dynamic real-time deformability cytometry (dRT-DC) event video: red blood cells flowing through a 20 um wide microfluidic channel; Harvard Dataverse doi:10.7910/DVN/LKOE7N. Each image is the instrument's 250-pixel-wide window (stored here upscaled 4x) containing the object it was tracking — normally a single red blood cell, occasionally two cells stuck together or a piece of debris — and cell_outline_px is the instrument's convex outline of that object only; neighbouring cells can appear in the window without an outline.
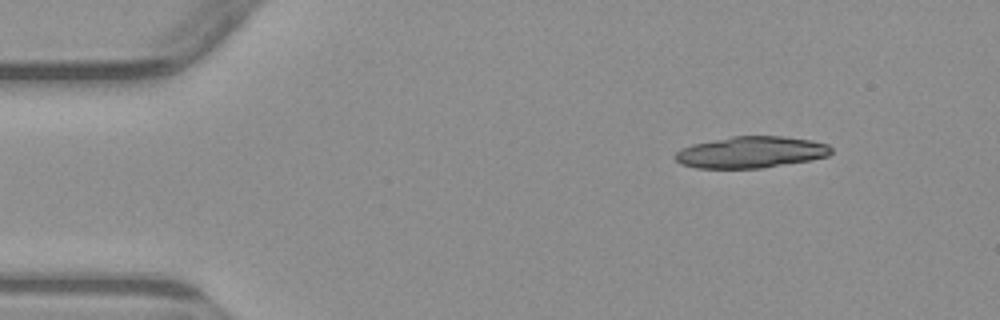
{"species": "common noctule bat (a hibernating species)", "species_latin": "Nyctalus noctula", "temperature_condition": "warm", "stored_images_in_passage": 5, "camera_frame_rate_fps": 3000, "um_per_image_px": 0.085, "animal": {"sex": "male", "body_mass_g": 23.1, "forearm_length_mm": 52.7}, "frame": {"image": 1, "passage_image": 1, "time_ms": 0.0, "image_size_px": [1000, 320], "cell_outline_px": [[832, 152], [828, 156], [812, 160], [764, 168], [696, 168], [680, 164], [672, 156], [680, 148], [692, 144], [732, 136], [780, 136], [812, 140], [828, 144], [832, 148]], "centroid_in_image_um": [63.83, 12.94], "position_along_channel_um": 21.2, "area_um2": 28.96}}
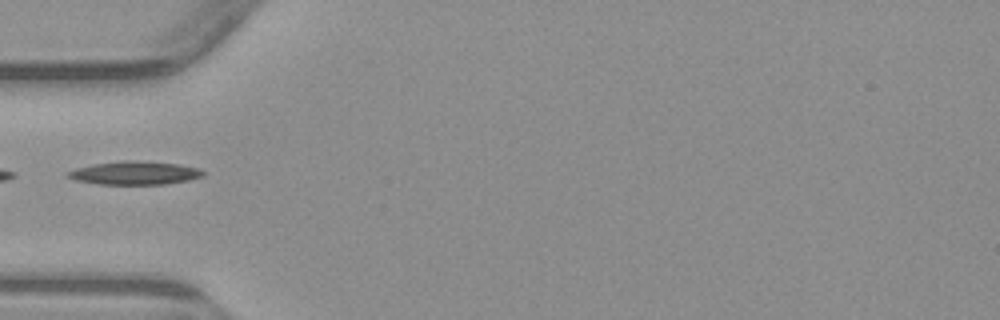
{"frame": {"image": 2, "passage_image": 4, "time_ms": 3.667, "image_size_px": [1000, 320], "cell_outline_px": [[204, 176], [188, 180], [164, 184], [100, 184], [76, 180], [64, 176], [64, 172], [76, 168], [92, 164], [124, 160], [132, 160], [180, 164], [200, 168], [204, 172]], "centroid_in_image_um": [11.42, 14.69], "position_along_channel_um": 73.6, "area_um2": 18.5}}
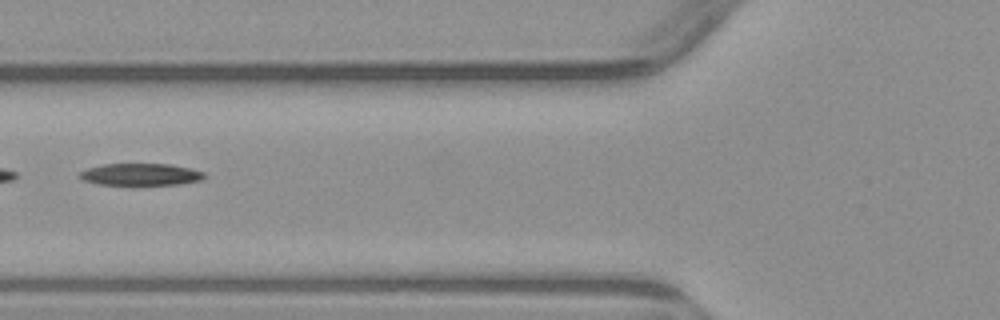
{"frame": {"image": 3, "passage_image": 5, "time_ms": 4.667, "image_size_px": [1000, 320], "cell_outline_px": [[204, 180], [180, 184], [96, 184], [84, 180], [76, 176], [80, 172], [88, 168], [104, 164], [172, 164], [204, 172]], "centroid_in_image_um": [11.95, 14.82], "position_along_channel_um": 113.8, "area_um2": 15.84}}